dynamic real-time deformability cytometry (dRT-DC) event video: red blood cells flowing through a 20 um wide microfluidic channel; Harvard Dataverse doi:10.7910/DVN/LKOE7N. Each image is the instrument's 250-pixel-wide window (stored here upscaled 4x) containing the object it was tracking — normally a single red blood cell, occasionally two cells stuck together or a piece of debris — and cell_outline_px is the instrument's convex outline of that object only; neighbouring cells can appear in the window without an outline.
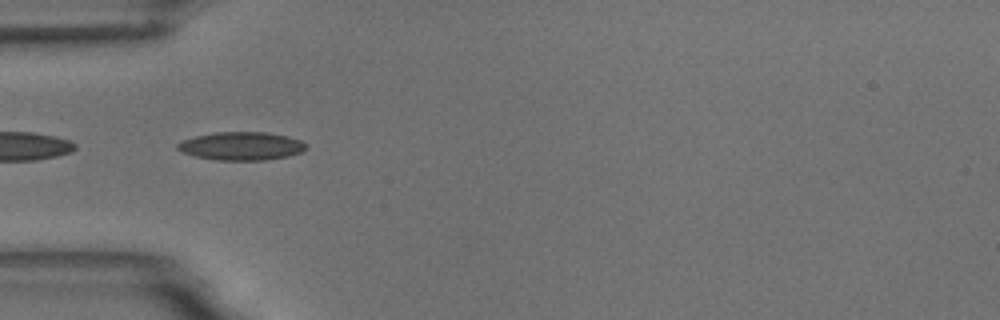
{"species": "common noctule bat (a hibernating species)", "species_latin": "Nyctalus noctula", "temperature_condition": "room temperature", "stored_images_in_passage": 36, "camera_frame_rate_fps": 3000, "um_per_image_px": 0.085, "animal": {"sex": "male", "body_mass_g": 18.8}, "frame": {"image": 1, "passage_image": 6, "time_ms": 1.667, "image_size_px": [1000, 320], "cell_outline_px": [[304, 152], [288, 156], [264, 160], [220, 160], [196, 156], [184, 152], [176, 148], [176, 144], [184, 140], [196, 136], [216, 132], [264, 132], [288, 136], [300, 140], [304, 144]], "centroid_in_image_um": [20.53, 12.41], "position_along_channel_um": 64.5, "area_um2": 20.87}}
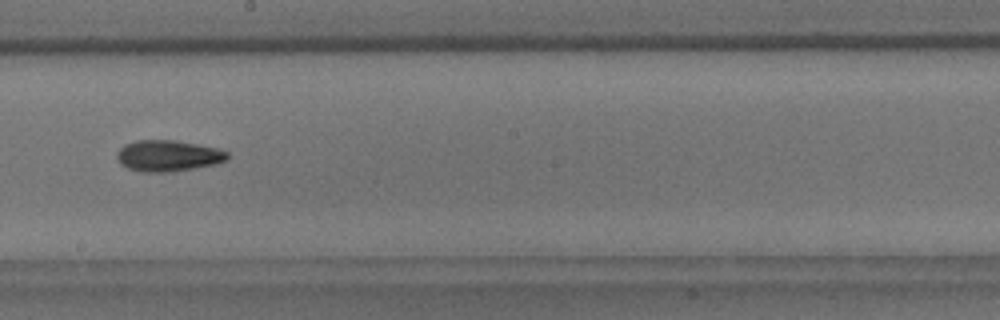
{"frame": {"image": 2, "passage_image": 20, "time_ms": 6.333, "image_size_px": [1000, 320], "cell_outline_px": [[228, 160], [216, 164], [168, 172], [140, 172], [128, 168], [120, 164], [116, 156], [116, 152], [124, 144], [136, 140], [176, 140], [220, 148], [228, 152]], "centroid_in_image_um": [14.28, 13.23], "position_along_channel_um": 233.9, "area_um2": 20.29}, "authors_computed_cell_mechanics": {"area_um2": 19.2474, "velocity_mm_per_s": 3.6314, "shape_relaxation_time_tau1_ms": 6.7389, "shape_relaxation_time_tau2_ms": 5.5004, "deformation_change_tau1": 0.1563, "deformation_change_tau2": 0.1293}}